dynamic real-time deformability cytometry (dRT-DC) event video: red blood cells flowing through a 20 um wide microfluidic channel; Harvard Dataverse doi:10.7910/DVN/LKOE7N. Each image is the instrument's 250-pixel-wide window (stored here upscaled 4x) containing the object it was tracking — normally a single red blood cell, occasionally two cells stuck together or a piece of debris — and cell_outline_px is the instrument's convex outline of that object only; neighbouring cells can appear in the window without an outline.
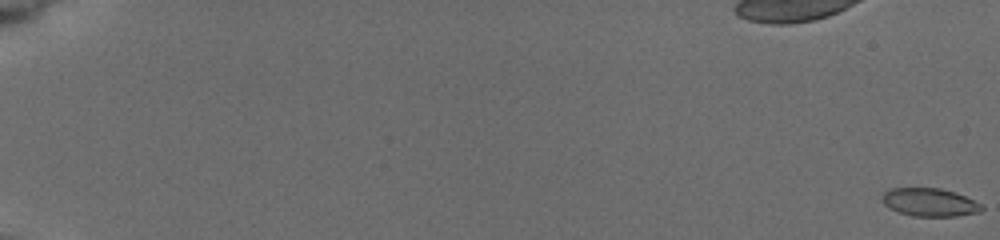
{"species": "common noctule bat (a hibernating species)", "species_latin": "Nyctalus noctula", "temperature_condition": "cold", "stored_images_in_passage": 26, "camera_frame_rate_fps": 3000, "um_per_image_px": 0.085, "animal": {"sex": "female", "body_mass_g": 19.5, "forearm_length_mm": 54.1}, "frame": {"image": 1, "passage_image": 1, "time_ms": 0.0, "image_size_px": [1000, 240], "cell_outline_px": [[984, 208], [980, 212], [956, 216], [912, 216], [888, 208], [884, 204], [880, 196], [884, 192], [892, 188], [940, 188], [956, 192], [980, 204]], "centroid_in_image_um": [78.99, 17.19], "position_along_channel_um": 6.0, "area_um2": 16.3}}
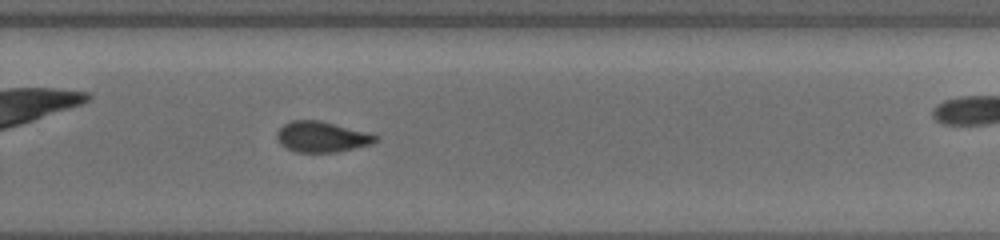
{"frame": {"image": 2, "passage_image": 23, "time_ms": 13.333, "image_size_px": [1000, 240], "cell_outline_px": [[380, 136], [372, 144], [336, 152], [296, 152], [284, 148], [276, 140], [276, 132], [284, 124], [292, 120], [320, 120], [368, 132]], "centroid_in_image_um": [27.32, 11.63], "position_along_channel_um": 302.5, "area_um2": 17.8}}
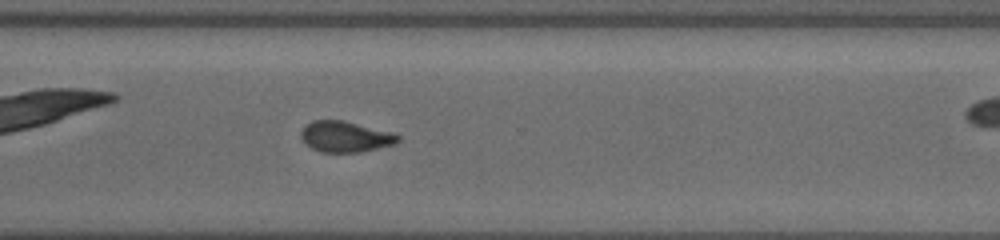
{"frame": {"image": 3, "passage_image": 25, "time_ms": 14.333, "image_size_px": [1000, 240], "cell_outline_px": [[400, 140], [396, 144], [360, 152], [320, 152], [312, 148], [300, 136], [300, 132], [312, 120], [344, 120], [400, 136]], "centroid_in_image_um": [29.33, 11.62], "position_along_channel_um": 341.3, "area_um2": 17.05}}